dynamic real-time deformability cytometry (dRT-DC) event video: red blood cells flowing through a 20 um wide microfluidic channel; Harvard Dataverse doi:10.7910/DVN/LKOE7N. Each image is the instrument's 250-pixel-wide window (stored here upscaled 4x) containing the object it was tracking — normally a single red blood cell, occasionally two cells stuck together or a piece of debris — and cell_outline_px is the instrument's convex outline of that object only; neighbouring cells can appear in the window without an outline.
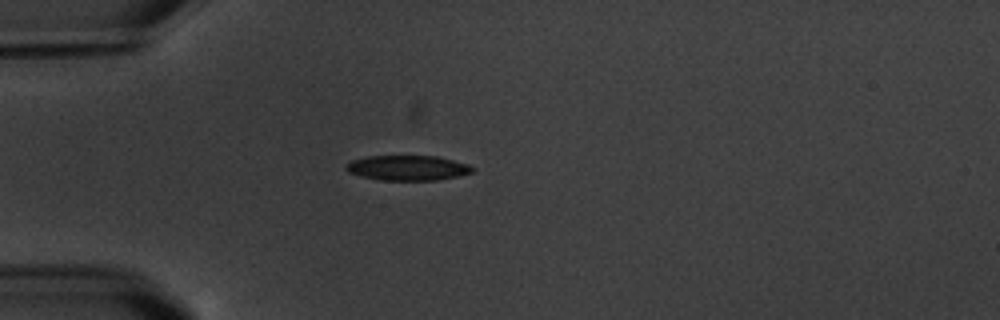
{"species": "common noctule bat (a hibernating species)", "species_latin": "Nyctalus noctula", "temperature_condition": "warm", "stored_images_in_passage": 8, "camera_frame_rate_fps": 3000, "um_per_image_px": 0.085, "animal": {"sex": "male", "body_mass_g": 20.1, "forearm_length_mm": 53.5}, "frame": {"image": 1, "passage_image": 1, "time_ms": 0.0, "image_size_px": [1000, 320], "cell_outline_px": [[476, 168], [472, 172], [456, 176], [436, 180], [380, 180], [348, 172], [344, 168], [344, 164], [352, 160], [368, 156], [436, 156], [468, 164]], "centroid_in_image_um": [34.63, 14.26], "position_along_channel_um": 50.4, "area_um2": 18.32}}
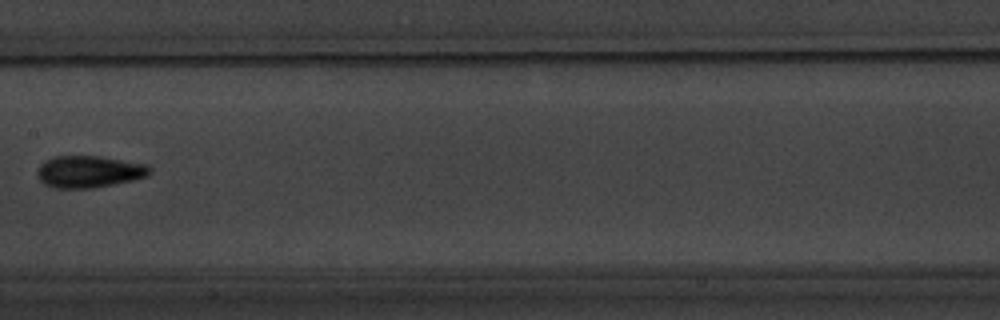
{"frame": {"image": 2, "passage_image": 5, "time_ms": 4.667, "image_size_px": [1000, 320], "cell_outline_px": [[152, 172], [148, 176], [132, 180], [92, 188], [52, 188], [44, 184], [36, 176], [36, 172], [40, 164], [44, 160], [56, 156], [100, 156], [148, 164], [152, 168]], "centroid_in_image_um": [7.56, 14.58], "position_along_channel_um": 199.8, "area_um2": 21.15}}
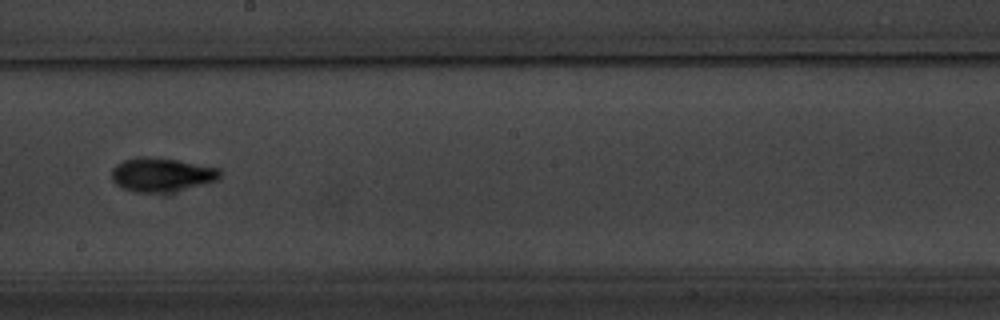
{"frame": {"image": 3, "passage_image": 6, "time_ms": 5.667, "image_size_px": [1000, 320], "cell_outline_px": [[224, 172], [220, 180], [172, 192], [136, 192], [124, 188], [116, 184], [112, 180], [112, 168], [116, 164], [124, 160], [140, 156], [148, 156], [176, 160], [220, 168]], "centroid_in_image_um": [13.78, 14.84], "position_along_channel_um": 234.4, "area_um2": 21.56}}